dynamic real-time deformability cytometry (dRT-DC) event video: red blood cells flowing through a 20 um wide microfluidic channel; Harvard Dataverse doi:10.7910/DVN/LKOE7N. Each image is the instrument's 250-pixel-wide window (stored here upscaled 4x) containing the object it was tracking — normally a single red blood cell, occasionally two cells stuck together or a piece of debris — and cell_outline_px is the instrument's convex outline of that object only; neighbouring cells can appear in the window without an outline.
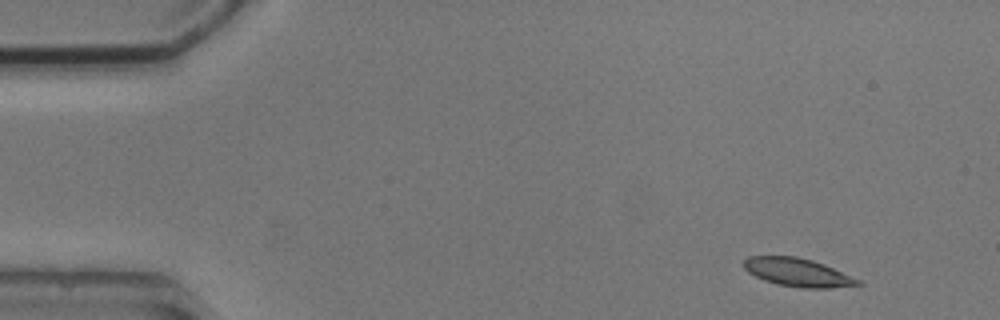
{"species": "common noctule bat (a hibernating species)", "species_latin": "Nyctalus noctula", "temperature_condition": "cold", "stored_images_in_passage": 3, "camera_frame_rate_fps": 3000, "um_per_image_px": 0.085, "animal": {"sex": "male", "body_mass_g": 20.5, "forearm_length_mm": 52.5}, "frame": {"image": 1, "passage_image": 1, "time_ms": 0.0, "image_size_px": [1000, 320], "cell_outline_px": [[864, 284], [828, 288], [804, 288], [776, 284], [764, 280], [748, 272], [744, 268], [744, 260], [748, 256], [796, 256], [812, 260], [824, 264], [860, 280]], "centroid_in_image_um": [67.79, 23.15], "position_along_channel_um": 17.2, "area_um2": 18.67}}